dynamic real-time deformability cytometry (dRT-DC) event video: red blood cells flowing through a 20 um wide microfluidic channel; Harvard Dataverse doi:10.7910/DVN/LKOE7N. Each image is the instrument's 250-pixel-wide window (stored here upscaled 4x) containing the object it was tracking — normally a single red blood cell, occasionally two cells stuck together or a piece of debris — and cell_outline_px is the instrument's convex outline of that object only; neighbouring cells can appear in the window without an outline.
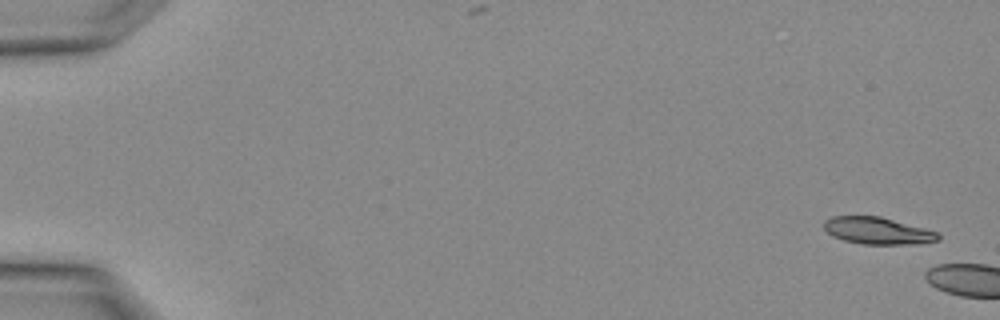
{"species": "Egyptian fruit bat (a non-hibernating species)", "species_latin": "Rousettus aegyptiacus", "temperature_condition": "warm", "stored_images_in_passage": 5, "camera_frame_rate_fps": 3000, "um_per_image_px": 0.085, "animal": {"sex": "female"}, "frame": {"image": 1, "passage_image": 1, "time_ms": 0.0, "image_size_px": [1000, 320], "cell_outline_px": [[940, 240], [912, 244], [864, 244], [844, 240], [832, 236], [824, 228], [824, 220], [832, 216], [880, 216], [940, 232]], "centroid_in_image_um": [74.62, 19.61], "position_along_channel_um": 10.4, "area_um2": 17.98}}